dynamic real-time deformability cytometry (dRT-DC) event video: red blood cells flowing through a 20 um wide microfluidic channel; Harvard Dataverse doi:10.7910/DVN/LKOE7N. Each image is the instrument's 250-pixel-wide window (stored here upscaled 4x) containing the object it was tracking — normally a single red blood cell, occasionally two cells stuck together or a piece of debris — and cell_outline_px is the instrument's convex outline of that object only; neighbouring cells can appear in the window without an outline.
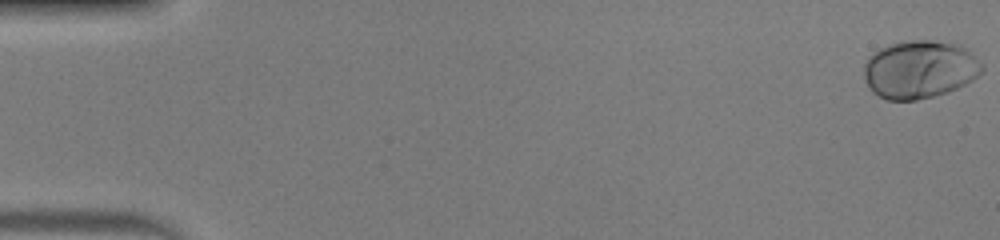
{"species": "human", "species_latin": "Homo sapiens", "temperature_condition": "warm", "stored_images_in_passage": 52, "camera_frame_rate_fps": 3000, "um_per_image_px": 0.085, "donor": {"sex": "male"}, "frame": {"image": 1, "passage_image": 1, "time_ms": 0.0, "image_size_px": [1000, 240], "cell_outline_px": [[984, 72], [972, 80], [948, 92], [916, 100], [888, 100], [872, 92], [864, 80], [864, 64], [880, 48], [892, 44], [912, 40], [932, 40], [960, 44], [968, 48], [984, 64]], "centroid_in_image_um": [78.23, 5.89], "position_along_channel_um": 6.8, "area_um2": 40.06}}
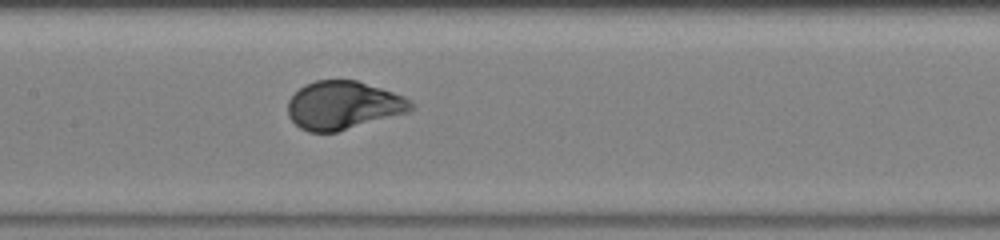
{"frame": {"image": 2, "passage_image": 26, "time_ms": 8.333, "image_size_px": [1000, 240], "cell_outline_px": [[412, 108], [408, 112], [336, 132], [308, 132], [300, 128], [288, 116], [288, 100], [304, 84], [316, 80], [356, 80], [404, 96], [412, 104]], "centroid_in_image_um": [29.13, 8.95], "position_along_channel_um": 178.3, "area_um2": 34.28}}
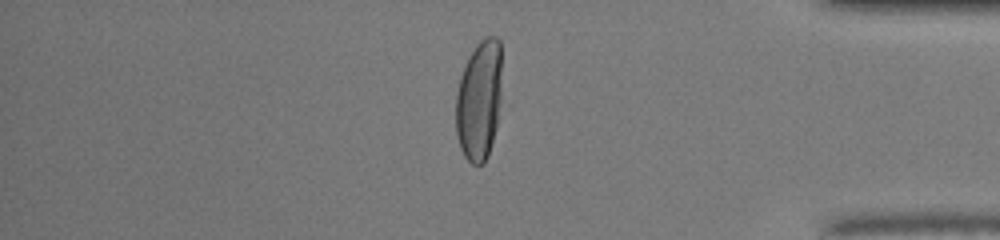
{"frame": {"image": 3, "passage_image": 44, "time_ms": 14.333, "image_size_px": [1000, 240], "cell_outline_px": [[500, 100], [496, 128], [488, 156], [484, 164], [472, 164], [464, 156], [460, 148], [456, 132], [456, 92], [460, 76], [476, 44], [484, 36], [496, 36], [500, 40]], "centroid_in_image_um": [40.72, 8.54], "position_along_channel_um": 394.5, "area_um2": 32.14}, "authors_computed_cell_mechanics": {"area_um2": 36.1828, "velocity_mm_per_s": 4.0306, "shape_relaxation_time_tau1_ms": 2.5548, "shape_relaxation_time_tau2_ms": null, "deformation_change_tau1": 0.1784, "deformation_change_tau2": null}}